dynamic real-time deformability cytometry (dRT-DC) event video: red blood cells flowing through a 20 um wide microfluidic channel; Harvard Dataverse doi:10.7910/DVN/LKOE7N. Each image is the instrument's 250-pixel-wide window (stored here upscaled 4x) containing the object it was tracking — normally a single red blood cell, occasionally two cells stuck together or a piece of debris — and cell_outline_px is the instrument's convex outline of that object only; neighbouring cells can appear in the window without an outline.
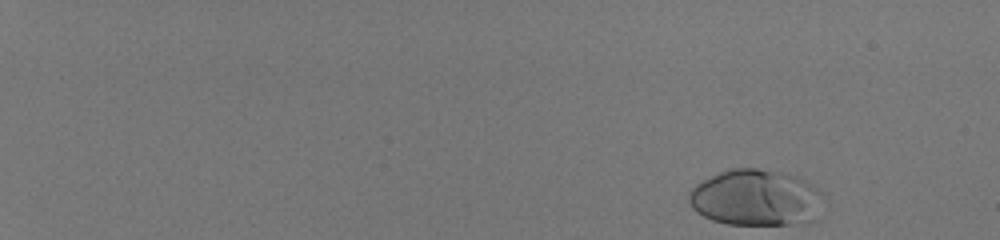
{"species": "human", "species_latin": "Homo sapiens", "temperature_condition": "room temperature", "stored_images_in_passage": 48, "camera_frame_rate_fps": 3000, "um_per_image_px": 0.085, "donor": {"sex": "male"}, "frame": {"image": 1, "passage_image": 1, "time_ms": 0.0, "image_size_px": [1000, 240], "cell_outline_px": [[824, 196], [812, 220], [808, 224], [728, 224], [712, 220], [696, 212], [692, 208], [688, 200], [688, 192], [696, 184], [720, 172], [732, 168], [756, 168], [788, 172], [796, 176], [816, 188]], "centroid_in_image_um": [64.23, 16.8], "position_along_channel_um": 20.8, "area_um2": 44.16}}
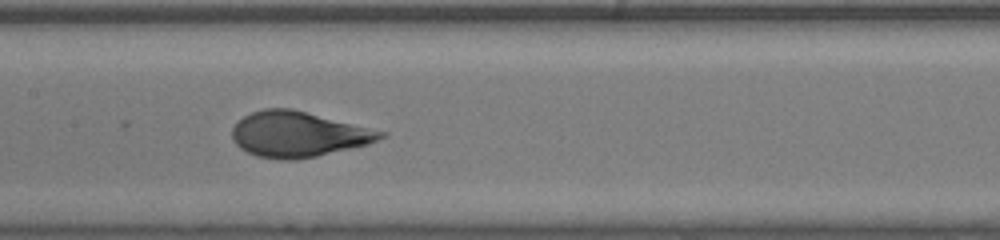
{"frame": {"image": 2, "passage_image": 28, "time_ms": 9.0, "image_size_px": [1000, 240], "cell_outline_px": [[388, 136], [368, 144], [316, 156], [296, 160], [280, 160], [256, 156], [240, 148], [232, 140], [232, 128], [244, 116], [252, 112], [264, 108], [292, 108], [388, 132]], "centroid_in_image_um": [25.36, 11.41], "position_along_channel_um": 182.0, "area_um2": 39.42}}
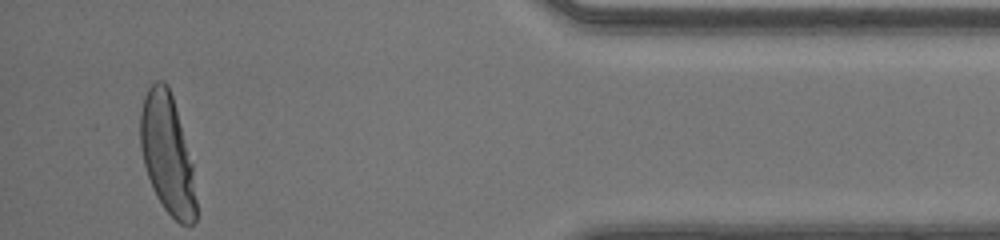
{"frame": {"image": 3, "passage_image": 48, "time_ms": 15.667, "image_size_px": [1000, 240], "cell_outline_px": [[196, 220], [192, 224], [180, 224], [164, 208], [156, 196], [152, 188], [144, 164], [140, 148], [140, 112], [144, 96], [148, 88], [156, 80], [164, 80], [168, 84], [172, 96], [192, 164], [196, 200]], "centroid_in_image_um": [14.2, 13.08], "position_along_channel_um": 421.0, "area_um2": 38.55}, "authors_computed_cell_mechanics": {"area_um2": 39.3618, "velocity_mm_per_s": 4.1225, "shape_relaxation_time_tau1_ms": 4.5654, "shape_relaxation_time_tau2_ms": null, "deformation_change_tau1": 0.2329, "deformation_change_tau2": null}}